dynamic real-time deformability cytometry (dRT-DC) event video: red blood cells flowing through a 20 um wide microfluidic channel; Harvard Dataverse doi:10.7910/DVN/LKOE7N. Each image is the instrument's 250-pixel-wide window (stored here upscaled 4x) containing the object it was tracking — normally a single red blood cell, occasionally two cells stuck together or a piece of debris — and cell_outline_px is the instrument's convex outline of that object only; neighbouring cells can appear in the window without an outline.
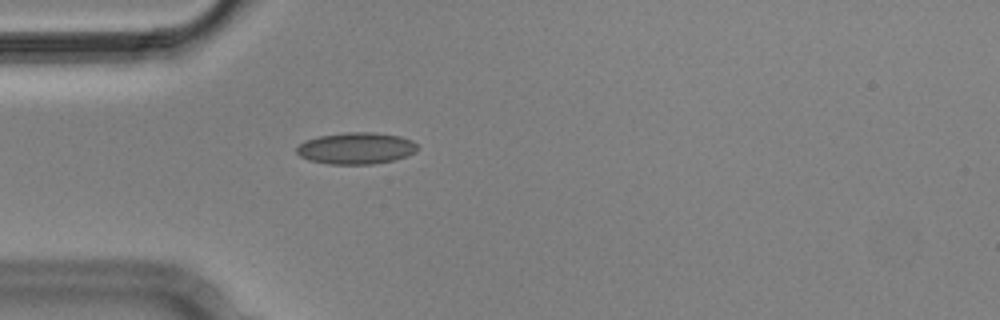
{"species": "Egyptian fruit bat (a non-hibernating species)", "species_latin": "Rousettus aegyptiacus", "temperature_condition": "cold", "stored_images_in_passage": 4, "camera_frame_rate_fps": 3000, "um_per_image_px": 0.085, "animal": {"sex": "male"}, "frame": {"image": 1, "passage_image": 3, "time_ms": 0.667, "image_size_px": [1000, 320], "cell_outline_px": [[416, 152], [408, 156], [396, 160], [372, 164], [328, 164], [308, 160], [300, 156], [296, 152], [296, 148], [304, 140], [320, 136], [348, 132], [372, 132], [400, 136], [412, 140], [416, 144]], "centroid_in_image_um": [30.27, 12.61], "position_along_channel_um": 54.7, "area_um2": 22.37}}